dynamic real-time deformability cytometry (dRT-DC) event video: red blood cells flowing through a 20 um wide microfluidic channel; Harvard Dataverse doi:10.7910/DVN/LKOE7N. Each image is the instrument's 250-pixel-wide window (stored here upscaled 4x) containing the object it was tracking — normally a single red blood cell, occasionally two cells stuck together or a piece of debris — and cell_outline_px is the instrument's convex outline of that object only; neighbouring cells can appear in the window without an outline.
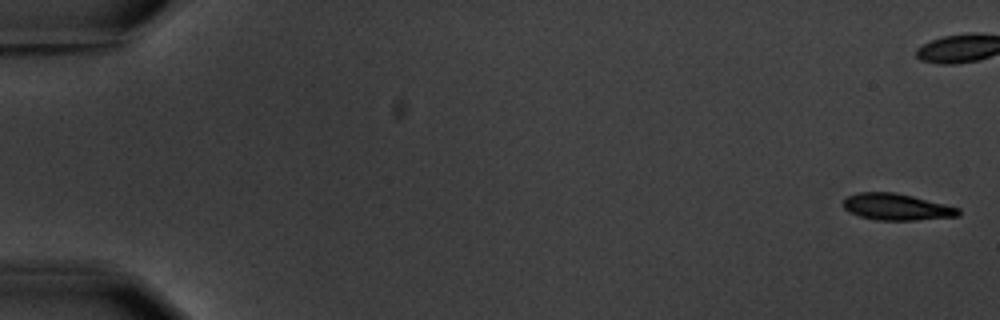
{"species": "common noctule bat (a hibernating species)", "species_latin": "Nyctalus noctula", "temperature_condition": "warm", "stored_images_in_passage": 8, "camera_frame_rate_fps": 3000, "um_per_image_px": 0.085, "animal": {"sex": "male", "body_mass_g": 20.1, "forearm_length_mm": 53.5}, "frame": {"image": 1, "passage_image": 1, "time_ms": 0.0, "image_size_px": [1000, 320], "cell_outline_px": [[960, 216], [916, 220], [876, 220], [860, 216], [844, 208], [844, 200], [848, 196], [860, 192], [892, 192], [912, 196], [960, 208]], "centroid_in_image_um": [76.24, 17.59], "position_along_channel_um": 8.8, "area_um2": 17.57}}